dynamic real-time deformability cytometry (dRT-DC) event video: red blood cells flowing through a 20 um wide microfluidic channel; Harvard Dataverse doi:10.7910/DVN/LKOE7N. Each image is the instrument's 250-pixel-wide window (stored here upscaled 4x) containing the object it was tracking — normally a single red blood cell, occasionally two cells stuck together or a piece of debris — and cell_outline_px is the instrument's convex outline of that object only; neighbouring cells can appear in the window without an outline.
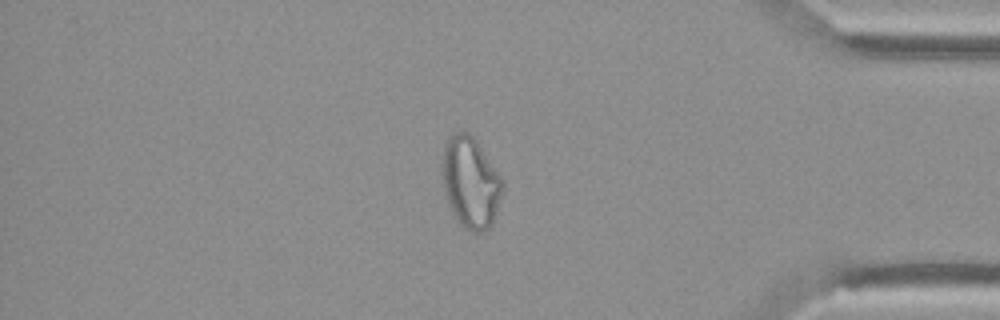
{"species": "Egyptian fruit bat (a non-hibernating species)", "species_latin": "Rousettus aegyptiacus", "temperature_condition": "cold", "stored_images_in_passage": 54, "camera_frame_rate_fps": 3000, "um_per_image_px": 0.085, "animal": {"sex": "female"}, "frame": {"image": 1, "passage_image": 46, "time_ms": 15.0, "image_size_px": [1000, 320], "cell_outline_px": [[504, 184], [496, 212], [492, 224], [484, 232], [468, 232], [456, 220], [444, 196], [440, 168], [444, 144], [448, 136], [452, 132], [468, 132], [476, 140], [504, 180]], "centroid_in_image_um": [39.95, 15.5], "position_along_channel_um": 395.2, "area_um2": 32.71}}